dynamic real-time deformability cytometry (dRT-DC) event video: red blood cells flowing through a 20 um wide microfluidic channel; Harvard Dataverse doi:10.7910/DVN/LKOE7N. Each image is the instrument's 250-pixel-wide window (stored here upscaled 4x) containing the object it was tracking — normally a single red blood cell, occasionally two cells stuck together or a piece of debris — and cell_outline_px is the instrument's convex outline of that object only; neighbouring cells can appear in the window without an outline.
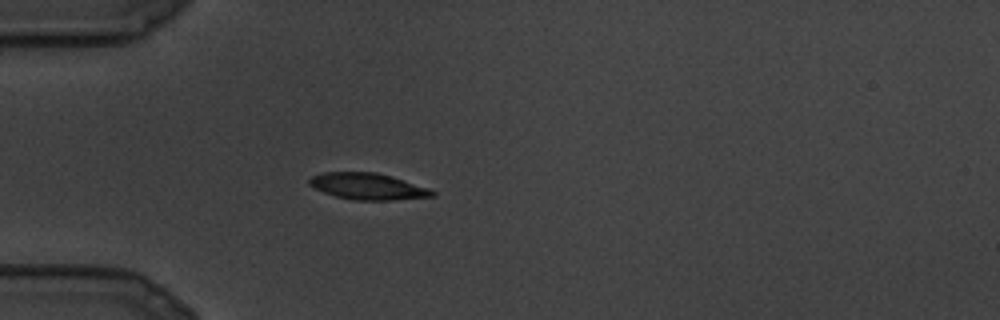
{"species": "common noctule bat (a hibernating species)", "species_latin": "Nyctalus noctula", "temperature_condition": "cold", "stored_images_in_passage": 3, "camera_frame_rate_fps": 3000, "um_per_image_px": 0.085, "animal": {"sex": "male", "body_mass_g": 19.5, "forearm_length_mm": 54.6}, "frame": {"image": 1, "passage_image": 1, "time_ms": 0.0, "image_size_px": [1000, 320], "cell_outline_px": [[436, 196], [392, 200], [356, 200], [336, 196], [324, 192], [308, 184], [308, 180], [312, 176], [324, 172], [376, 172], [428, 188], [436, 192]], "centroid_in_image_um": [31.26, 15.84], "position_along_channel_um": 53.7, "area_um2": 18.67}}
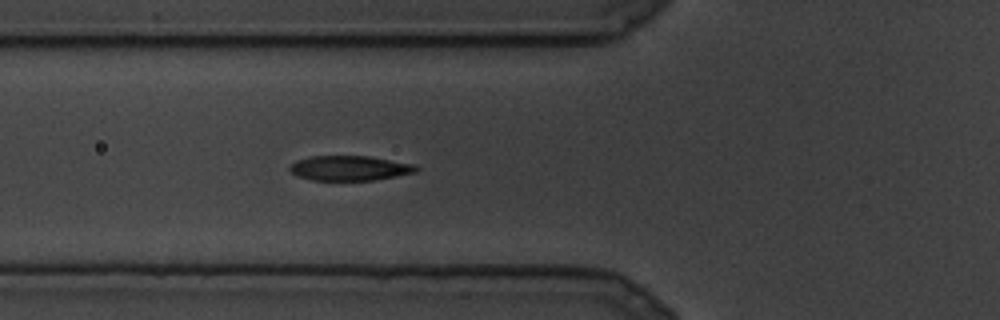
{"frame": {"image": 2, "passage_image": 3, "time_ms": 0.667, "image_size_px": [1000, 320], "cell_outline_px": [[420, 168], [416, 172], [396, 176], [372, 180], [312, 180], [296, 176], [288, 168], [296, 160], [308, 156], [368, 156], [412, 164]], "centroid_in_image_um": [29.68, 14.29], "position_along_channel_um": 96.1, "area_um2": 18.21}}